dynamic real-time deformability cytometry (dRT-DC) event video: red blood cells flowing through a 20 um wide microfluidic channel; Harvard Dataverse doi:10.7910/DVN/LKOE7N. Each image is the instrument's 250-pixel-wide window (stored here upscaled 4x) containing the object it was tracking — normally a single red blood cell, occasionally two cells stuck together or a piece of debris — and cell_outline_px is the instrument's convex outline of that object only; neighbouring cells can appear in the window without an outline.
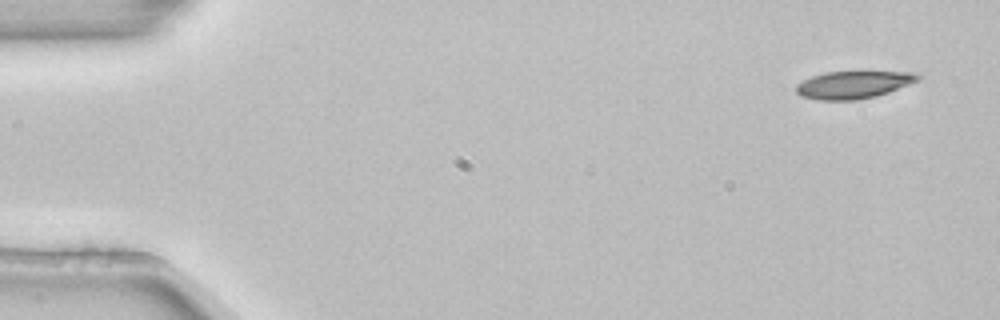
{"species": "common noctule bat (a hibernating species)", "species_latin": "Nyctalus noctula", "temperature_condition": "room temperature", "stored_images_in_passage": 4, "camera_frame_rate_fps": 3000, "um_per_image_px": 0.085, "animal": {"sex": "female", "body_mass_g": 22.7, "forearm_length_mm": 54.2}, "frame": {"image": 1, "passage_image": 1, "time_ms": 0.0, "image_size_px": [1000, 320], "cell_outline_px": [[920, 80], [888, 92], [876, 96], [856, 100], [820, 100], [800, 96], [796, 92], [796, 84], [812, 76], [824, 72], [912, 72], [920, 76]], "centroid_in_image_um": [72.51, 7.21], "position_along_channel_um": 12.5, "area_um2": 19.36}}
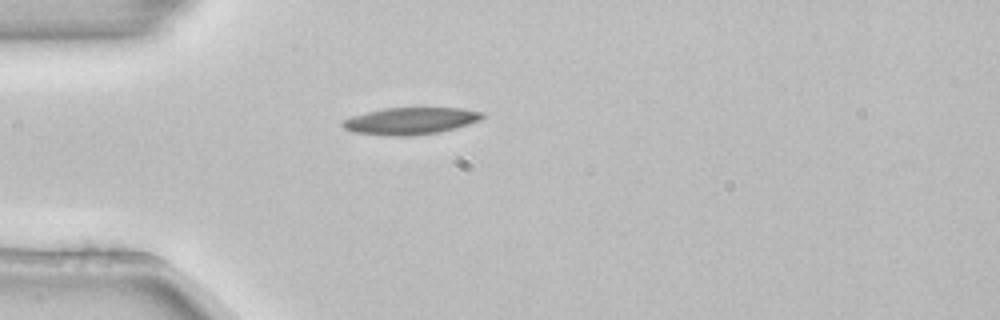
{"frame": {"image": 2, "passage_image": 4, "time_ms": 1.0, "image_size_px": [1000, 320], "cell_outline_px": [[484, 116], [480, 120], [468, 124], [436, 132], [412, 136], [392, 136], [352, 132], [344, 128], [340, 124], [344, 120], [352, 116], [384, 108], [464, 108], [484, 112]], "centroid_in_image_um": [34.88, 10.27], "position_along_channel_um": 50.1, "area_um2": 21.79}}